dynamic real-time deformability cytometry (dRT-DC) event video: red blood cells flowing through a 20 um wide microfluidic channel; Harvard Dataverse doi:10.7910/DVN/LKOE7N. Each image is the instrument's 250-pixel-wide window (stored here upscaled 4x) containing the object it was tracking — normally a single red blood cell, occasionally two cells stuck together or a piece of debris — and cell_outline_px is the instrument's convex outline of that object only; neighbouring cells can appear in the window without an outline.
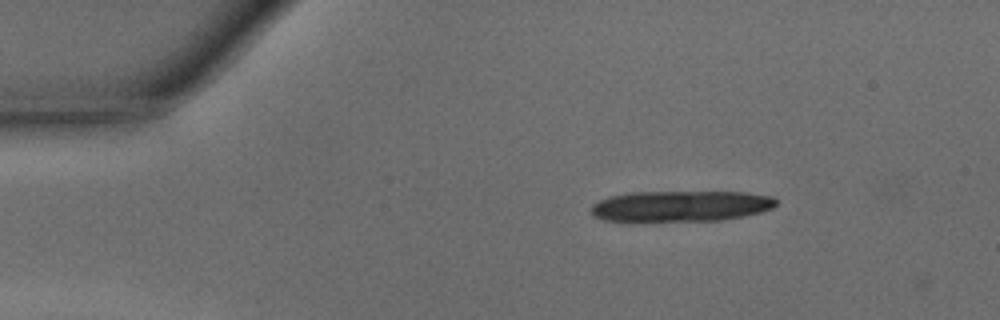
{"species": "common noctule bat (a hibernating species)", "species_latin": "Nyctalus noctula", "temperature_condition": "warm", "stored_images_in_passage": 2, "camera_frame_rate_fps": 3000, "um_per_image_px": 0.085, "animal": {"sex": "male", "body_mass_g": 15.6}, "frame": {"image": 1, "passage_image": 1, "time_ms": 0.0, "image_size_px": [1000, 320], "cell_outline_px": [[776, 204], [772, 208], [760, 212], [744, 216], [720, 220], [604, 220], [592, 216], [592, 204], [608, 196], [632, 192], [748, 192], [772, 196], [776, 200]], "centroid_in_image_um": [57.88, 17.5], "position_along_channel_um": 27.1, "area_um2": 32.95}}